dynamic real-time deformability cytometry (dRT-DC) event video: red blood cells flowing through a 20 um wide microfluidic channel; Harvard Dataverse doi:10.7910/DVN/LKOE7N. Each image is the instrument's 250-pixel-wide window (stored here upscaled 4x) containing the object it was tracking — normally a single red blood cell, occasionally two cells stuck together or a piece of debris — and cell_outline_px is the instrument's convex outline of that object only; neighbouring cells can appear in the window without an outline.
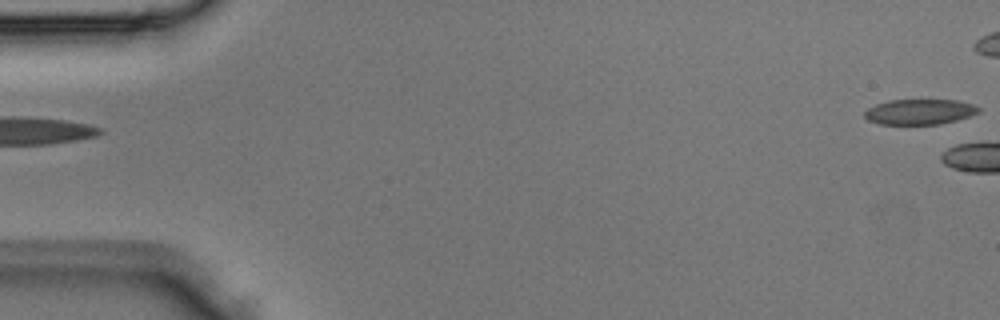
{"species": "Egyptian fruit bat (a non-hibernating species)", "species_latin": "Rousettus aegyptiacus", "temperature_condition": "room temperature", "stored_images_in_passage": 3, "camera_frame_rate_fps": 3000, "um_per_image_px": 0.085, "animal": {"sex": "male"}, "frame": {"image": 1, "passage_image": 3, "time_ms": 0.667, "image_size_px": [1000, 320], "cell_outline_px": [[980, 112], [956, 120], [940, 124], [880, 124], [868, 120], [864, 116], [864, 112], [868, 108], [876, 104], [888, 100], [960, 100], [972, 104], [980, 108]], "centroid_in_image_um": [78.16, 9.5], "position_along_channel_um": 6.8, "area_um2": 16.82}}